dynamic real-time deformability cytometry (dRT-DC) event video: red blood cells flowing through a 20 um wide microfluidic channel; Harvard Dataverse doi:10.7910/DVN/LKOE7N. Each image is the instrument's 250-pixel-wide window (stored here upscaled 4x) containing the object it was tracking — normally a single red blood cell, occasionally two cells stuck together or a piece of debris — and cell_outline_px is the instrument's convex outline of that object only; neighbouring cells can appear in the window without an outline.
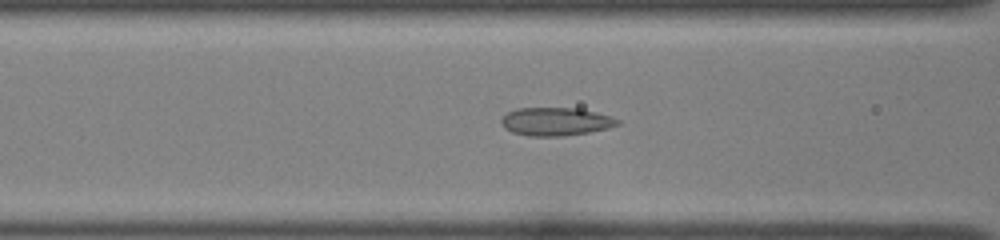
{"species": "common noctule bat (a hibernating species)", "species_latin": "Nyctalus noctula", "temperature_condition": "room temperature", "stored_images_in_passage": 33, "camera_frame_rate_fps": 3000, "um_per_image_px": 0.085, "animal": {"sex": "female", "body_mass_g": 22.0, "forearm_length_mm": 56.7}, "frame": {"image": 1, "passage_image": 9, "time_ms": 2.667, "image_size_px": [1000, 240], "cell_outline_px": [[620, 124], [608, 128], [588, 132], [564, 136], [528, 136], [512, 132], [504, 128], [500, 124], [500, 120], [508, 112], [516, 108], [580, 108], [596, 112], [620, 120]], "centroid_in_image_um": [47.21, 10.33], "position_along_channel_um": 119.4, "area_um2": 19.13}}
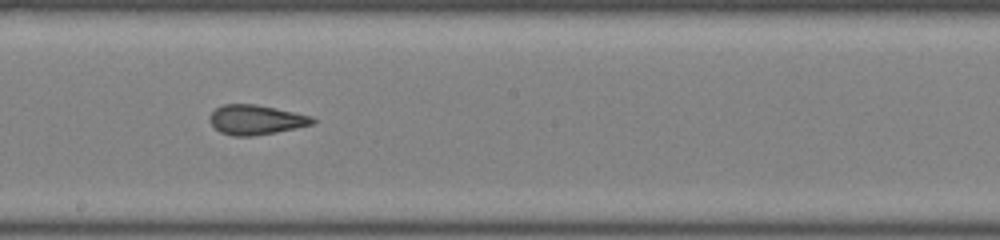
{"frame": {"image": 2, "passage_image": 17, "time_ms": 5.333, "image_size_px": [1000, 240], "cell_outline_px": [[316, 120], [312, 124], [296, 128], [276, 132], [252, 136], [232, 136], [220, 132], [212, 124], [212, 112], [216, 108], [224, 104], [256, 104], [276, 108], [312, 116]], "centroid_in_image_um": [21.78, 10.18], "position_along_channel_um": 226.4, "area_um2": 17.57}}
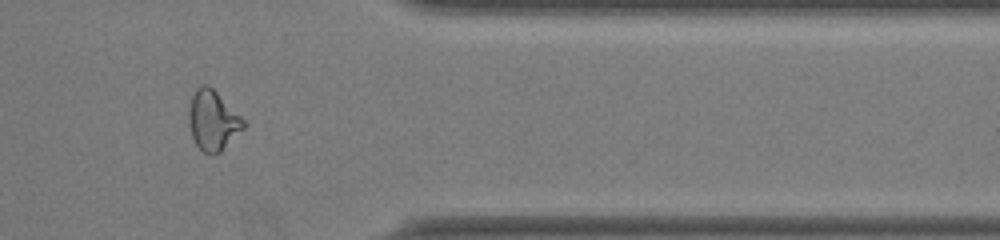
{"frame": {"image": 3, "passage_image": 30, "time_ms": 9.667, "image_size_px": [1000, 240], "cell_outline_px": [[248, 124], [220, 152], [212, 156], [204, 152], [196, 144], [192, 136], [188, 124], [188, 108], [192, 96], [196, 88], [200, 84], [208, 84]], "centroid_in_image_um": [18.07, 10.24], "position_along_channel_um": 393.3, "area_um2": 19.07}}